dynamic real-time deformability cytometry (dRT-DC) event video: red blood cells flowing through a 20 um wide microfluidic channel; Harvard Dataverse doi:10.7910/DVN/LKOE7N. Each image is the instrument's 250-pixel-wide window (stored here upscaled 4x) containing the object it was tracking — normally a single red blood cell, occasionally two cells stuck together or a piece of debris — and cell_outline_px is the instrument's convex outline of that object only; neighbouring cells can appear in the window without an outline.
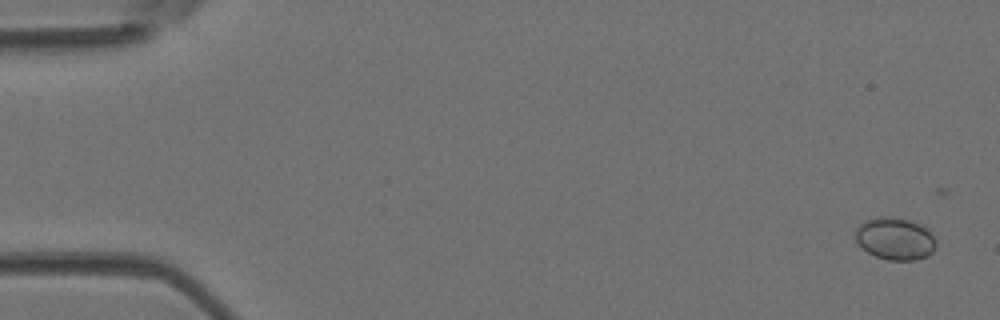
{"species": "Egyptian fruit bat (a non-hibernating species)", "species_latin": "Rousettus aegyptiacus", "temperature_condition": "room temperature", "stored_images_in_passage": 8, "camera_frame_rate_fps": 3000, "um_per_image_px": 0.085, "animal": {"sex": "female"}, "frame": {"image": 1, "passage_image": 1, "time_ms": 0.0, "image_size_px": [1000, 320], "cell_outline_px": [[936, 248], [928, 256], [916, 260], [888, 260], [876, 256], [868, 252], [856, 240], [856, 228], [860, 224], [876, 216], [892, 216], [908, 220], [924, 228], [936, 240]], "centroid_in_image_um": [76.08, 20.3], "position_along_channel_um": 8.9, "area_um2": 19.59}}
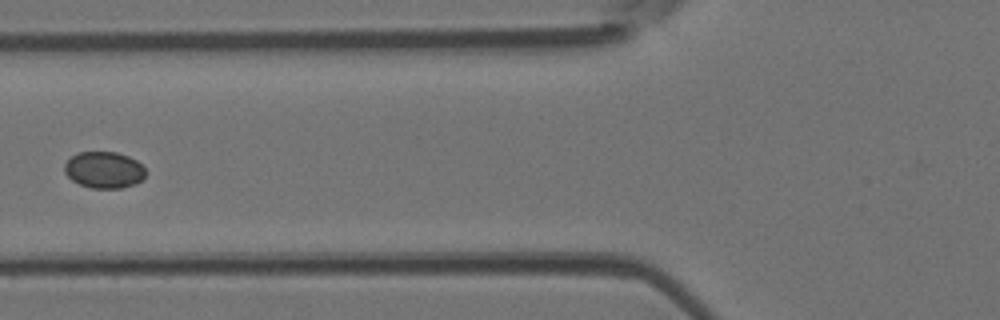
{"frame": {"image": 2, "passage_image": 6, "time_ms": 1.667, "image_size_px": [1000, 320], "cell_outline_px": [[144, 176], [136, 184], [120, 188], [92, 188], [80, 184], [72, 180], [64, 172], [64, 164], [76, 152], [116, 152], [128, 156], [136, 160], [144, 168]], "centroid_in_image_um": [8.82, 14.44], "position_along_channel_um": 117.0, "area_um2": 17.17}}
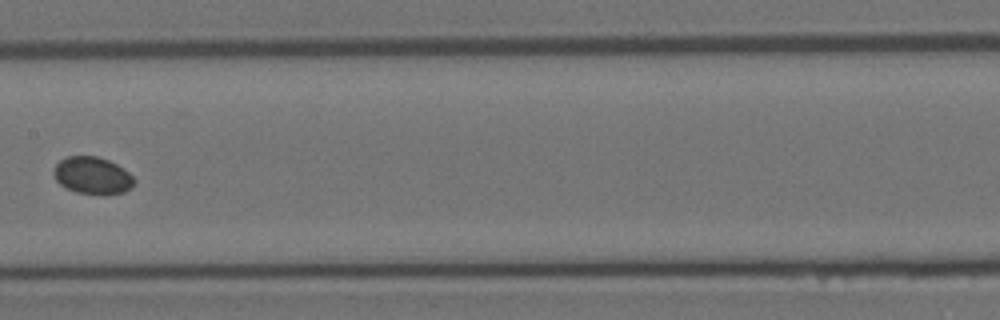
{"frame": {"image": 3, "passage_image": 8, "time_ms": 2.333, "image_size_px": [1000, 320], "cell_outline_px": [[136, 180], [132, 188], [124, 192], [104, 196], [76, 192], [60, 184], [56, 180], [52, 172], [56, 164], [64, 156], [96, 156], [108, 160], [116, 164], [128, 172]], "centroid_in_image_um": [7.86, 14.93], "position_along_channel_um": 199.5, "area_um2": 17.69}}